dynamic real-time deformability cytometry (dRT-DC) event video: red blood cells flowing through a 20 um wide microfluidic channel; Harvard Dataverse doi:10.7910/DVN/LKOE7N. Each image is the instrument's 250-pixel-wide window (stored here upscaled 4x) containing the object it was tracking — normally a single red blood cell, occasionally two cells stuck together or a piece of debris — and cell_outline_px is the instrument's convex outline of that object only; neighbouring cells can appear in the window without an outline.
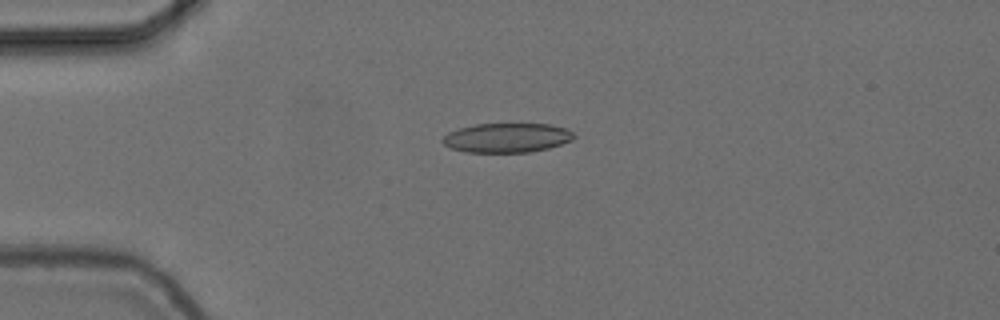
{"species": "common noctule bat (a hibernating species)", "species_latin": "Nyctalus noctula", "temperature_condition": "cold", "stored_images_in_passage": 45, "camera_frame_rate_fps": 3000, "um_per_image_px": 0.085, "animal": {"sex": "female", "body_mass_g": 24.6, "forearm_length_mm": 56.2}, "frame": {"image": 1, "passage_image": 4, "time_ms": 1.0, "image_size_px": [1000, 320], "cell_outline_px": [[576, 136], [572, 140], [548, 148], [528, 152], [468, 152], [452, 148], [444, 144], [440, 140], [448, 132], [460, 128], [476, 124], [548, 124], [564, 128], [572, 132]], "centroid_in_image_um": [43.07, 11.71], "position_along_channel_um": 41.9, "area_um2": 22.25}}
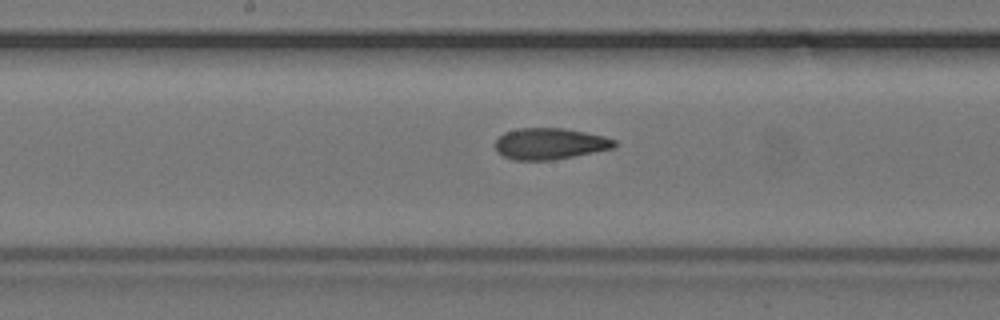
{"frame": {"image": 2, "passage_image": 19, "time_ms": 6.0, "image_size_px": [1000, 320], "cell_outline_px": [[616, 144], [612, 148], [552, 160], [512, 160], [496, 152], [496, 140], [504, 132], [520, 128], [564, 128], [604, 136], [616, 140]], "centroid_in_image_um": [46.7, 12.21], "position_along_channel_um": 201.5, "area_um2": 21.56}}
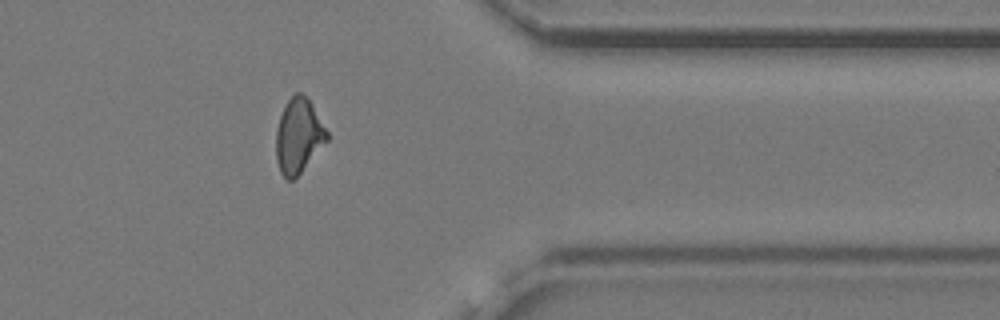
{"frame": {"image": 3, "passage_image": 35, "time_ms": 11.333, "image_size_px": [1000, 320], "cell_outline_px": [[328, 140], [300, 172], [292, 180], [288, 180], [280, 172], [276, 160], [276, 128], [280, 116], [288, 100], [296, 92], [300, 92], [312, 104], [328, 132]], "centroid_in_image_um": [25.36, 11.55], "position_along_channel_um": 386.0, "area_um2": 21.79}, "authors_computed_cell_mechanics": {"area_um2": 21.964, "velocity_mm_per_s": 3.7283, "shape_relaxation_time_tau1_ms": null, "shape_relaxation_time_tau2_ms": 2.4915, "deformation_change_tau1": null, "deformation_change_tau2": 0.1115}}